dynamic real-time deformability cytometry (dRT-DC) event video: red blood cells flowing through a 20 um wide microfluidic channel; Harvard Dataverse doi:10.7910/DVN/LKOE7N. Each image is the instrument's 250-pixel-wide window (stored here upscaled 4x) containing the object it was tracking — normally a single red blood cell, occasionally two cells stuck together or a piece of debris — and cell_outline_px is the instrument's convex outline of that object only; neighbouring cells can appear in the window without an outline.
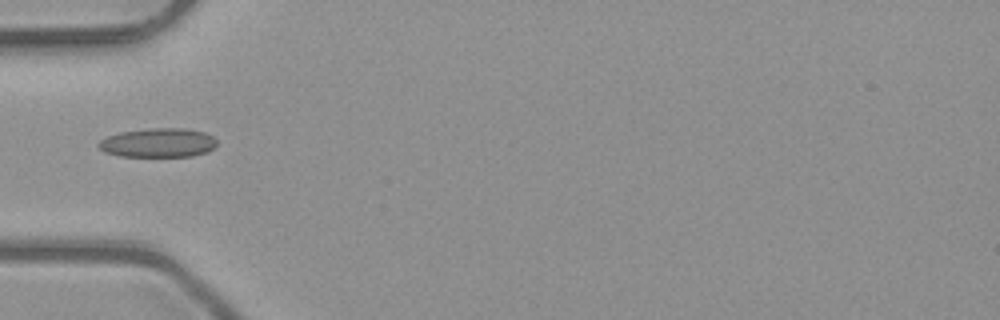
{"species": "common noctule bat (a hibernating species)", "species_latin": "Nyctalus noctula", "temperature_condition": "room temperature", "stored_images_in_passage": 1, "camera_frame_rate_fps": 3000, "um_per_image_px": 0.085, "animal": {"sex": "male", "body_mass_g": 23.1, "forearm_length_mm": 52.7}, "frame": {"image": 1, "passage_image": 1, "time_ms": 0.0, "image_size_px": [1000, 320], "cell_outline_px": [[216, 144], [208, 152], [192, 156], [120, 156], [104, 152], [96, 144], [100, 140], [108, 136], [120, 132], [148, 128], [184, 128], [204, 132], [212, 136], [216, 140]], "centroid_in_image_um": [13.43, 12.13], "position_along_channel_um": 71.6, "area_um2": 20.06}}